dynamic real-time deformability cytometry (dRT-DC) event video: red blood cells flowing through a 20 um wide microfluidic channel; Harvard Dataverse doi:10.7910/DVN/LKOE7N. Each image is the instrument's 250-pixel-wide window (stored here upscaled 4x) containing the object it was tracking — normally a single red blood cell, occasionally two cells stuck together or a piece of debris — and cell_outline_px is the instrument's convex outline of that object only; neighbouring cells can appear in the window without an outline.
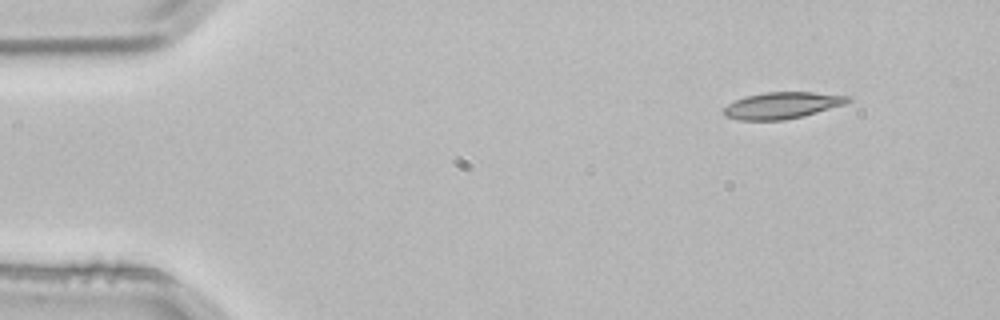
{"species": "common noctule bat (a hibernating species)", "species_latin": "Nyctalus noctula", "temperature_condition": "room temperature", "stored_images_in_passage": 3, "camera_frame_rate_fps": 3000, "um_per_image_px": 0.085, "animal": {"sex": "male", "body_mass_g": 21.5, "forearm_length_mm": 52.0}, "frame": {"image": 1, "passage_image": 1, "time_ms": 0.0, "image_size_px": [1000, 320], "cell_outline_px": [[852, 100], [844, 104], [804, 116], [784, 120], [740, 120], [724, 116], [724, 108], [728, 104], [736, 100], [748, 96], [764, 92], [812, 92], [852, 96]], "centroid_in_image_um": [66.51, 8.96], "position_along_channel_um": 18.5, "area_um2": 19.13}}
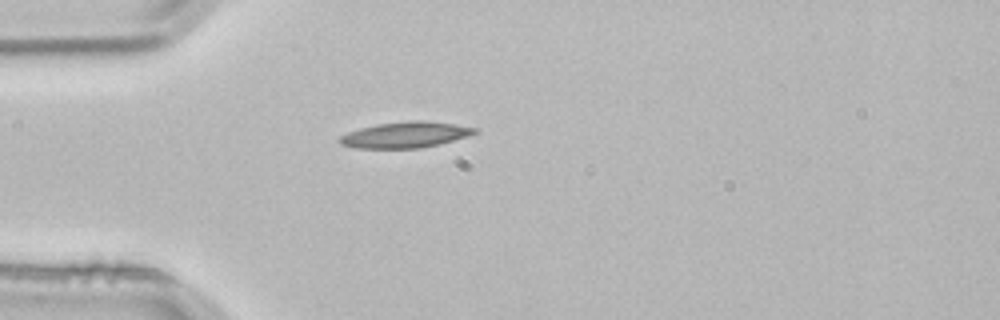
{"frame": {"image": 2, "passage_image": 3, "time_ms": 0.667, "image_size_px": [1000, 320], "cell_outline_px": [[480, 132], [468, 136], [440, 144], [420, 148], [356, 148], [340, 144], [340, 136], [348, 132], [360, 128], [380, 124], [416, 120], [424, 120], [480, 128]], "centroid_in_image_um": [34.51, 11.46], "position_along_channel_um": 50.5, "area_um2": 20.29}}